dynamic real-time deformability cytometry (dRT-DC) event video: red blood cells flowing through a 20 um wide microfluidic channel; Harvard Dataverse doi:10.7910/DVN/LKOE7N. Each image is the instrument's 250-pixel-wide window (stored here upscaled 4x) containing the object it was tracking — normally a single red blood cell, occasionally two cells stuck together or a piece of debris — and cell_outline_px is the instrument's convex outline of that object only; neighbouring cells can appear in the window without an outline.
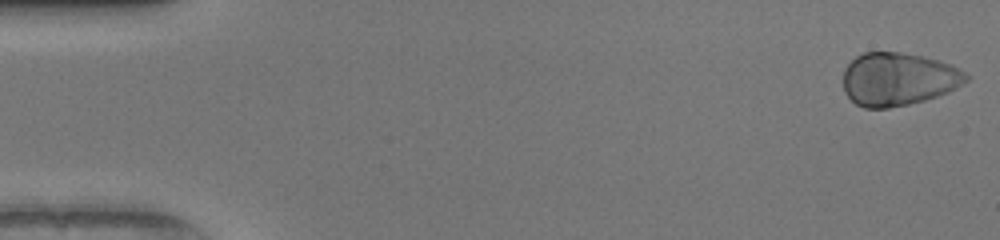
{"species": "human", "species_latin": "Homo sapiens", "temperature_condition": "warm", "stored_images_in_passage": 50, "camera_frame_rate_fps": 3000, "um_per_image_px": 0.085, "donor": {"sex": "female"}, "frame": {"image": 1, "passage_image": 1, "time_ms": 0.0, "image_size_px": [1000, 240], "cell_outline_px": [[972, 76], [968, 80], [956, 88], [948, 92], [924, 100], [908, 104], [888, 108], [864, 108], [856, 104], [844, 92], [844, 68], [856, 56], [864, 52], [900, 52], [924, 56], [952, 64]], "centroid_in_image_um": [76.37, 6.71], "position_along_channel_um": 8.6, "area_um2": 38.21}}
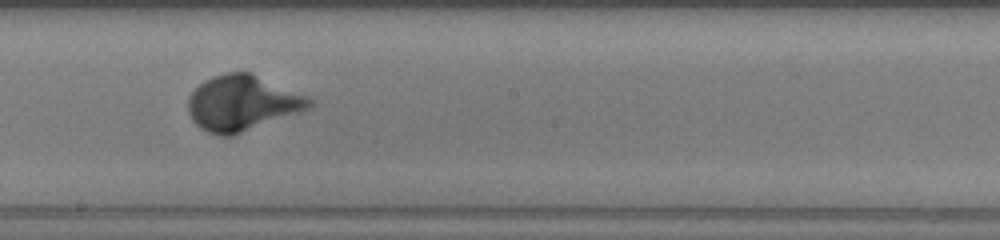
{"frame": {"image": 2, "passage_image": 28, "time_ms": 9.0, "image_size_px": [1000, 240], "cell_outline_px": [[316, 104], [312, 108], [232, 136], [220, 136], [208, 132], [200, 128], [192, 120], [188, 112], [188, 96], [204, 80], [228, 72], [252, 72], [308, 96], [316, 100]], "centroid_in_image_um": [20.64, 8.76], "position_along_channel_um": 227.6, "area_um2": 39.54}}
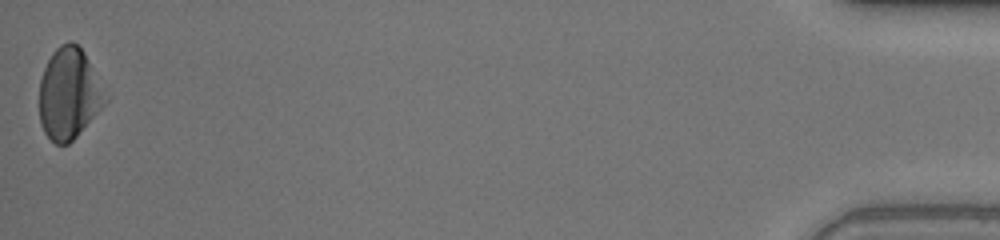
{"frame": {"image": 3, "passage_image": 50, "time_ms": 16.333, "image_size_px": [1000, 240], "cell_outline_px": [[108, 100], [76, 136], [68, 144], [56, 144], [44, 132], [40, 124], [40, 80], [44, 68], [52, 52], [60, 44], [68, 40], [72, 40], [84, 52]], "centroid_in_image_um": [5.83, 7.95], "position_along_channel_um": 429.4, "area_um2": 34.39}, "authors_computed_cell_mechanics": {"area_um2": 37.1654, "velocity_mm_per_s": 4.1041, "shape_relaxation_time_tau1_ms": 2.19, "shape_relaxation_time_tau2_ms": null, "deformation_change_tau1": 0.1888, "deformation_change_tau2": null}}